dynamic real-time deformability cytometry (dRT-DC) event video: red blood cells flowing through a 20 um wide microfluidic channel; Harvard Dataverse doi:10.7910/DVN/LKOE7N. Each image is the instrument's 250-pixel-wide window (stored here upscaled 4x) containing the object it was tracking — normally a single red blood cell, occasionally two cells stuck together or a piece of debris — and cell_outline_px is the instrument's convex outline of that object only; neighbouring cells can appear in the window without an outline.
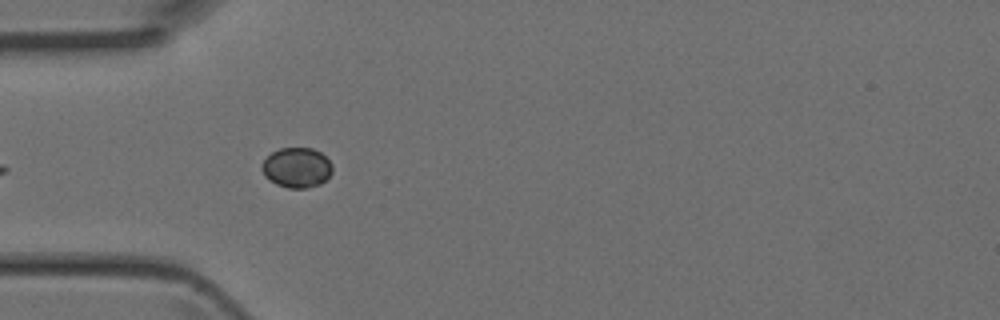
{"species": "Egyptian fruit bat (a non-hibernating species)", "species_latin": "Rousettus aegyptiacus", "temperature_condition": "room temperature", "stored_images_in_passage": 4, "camera_frame_rate_fps": 3000, "um_per_image_px": 0.085, "animal": {"sex": "female"}, "frame": {"image": 1, "passage_image": 3, "time_ms": 0.667, "image_size_px": [1000, 320], "cell_outline_px": [[332, 172], [320, 184], [308, 188], [288, 188], [276, 184], [268, 180], [264, 176], [260, 168], [260, 164], [272, 152], [280, 148], [312, 148], [320, 152], [332, 164]], "centroid_in_image_um": [25.19, 14.25], "position_along_channel_um": 59.8, "area_um2": 16.53}}
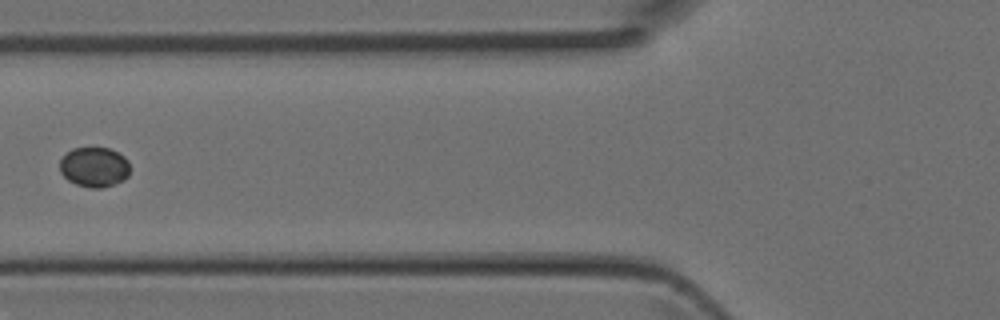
{"frame": {"image": 2, "passage_image": 4, "time_ms": 1.0, "image_size_px": [1000, 320], "cell_outline_px": [[128, 176], [124, 180], [100, 188], [88, 188], [76, 184], [68, 180], [60, 172], [60, 160], [72, 148], [108, 148], [124, 156], [128, 160]], "centroid_in_image_um": [8.0, 14.2], "position_along_channel_um": 117.8, "area_um2": 16.18}}